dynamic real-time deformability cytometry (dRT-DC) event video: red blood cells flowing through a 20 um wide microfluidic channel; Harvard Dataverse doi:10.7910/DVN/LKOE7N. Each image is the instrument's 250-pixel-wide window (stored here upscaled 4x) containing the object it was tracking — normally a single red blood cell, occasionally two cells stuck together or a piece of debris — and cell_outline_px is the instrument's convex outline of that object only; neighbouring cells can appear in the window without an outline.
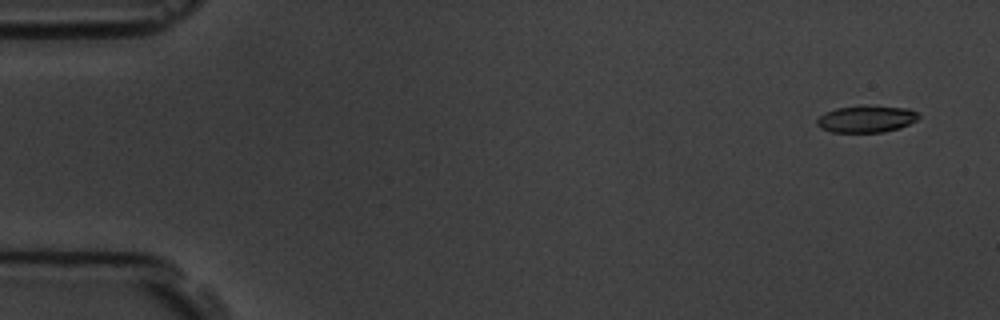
{"species": "common noctule bat (a hibernating species)", "species_latin": "Nyctalus noctula", "temperature_condition": "room temperature", "stored_images_in_passage": 5, "camera_frame_rate_fps": 3000, "um_per_image_px": 0.085, "animal": {"sex": "male", "body_mass_g": 19.5, "forearm_length_mm": 54.6}, "frame": {"image": 1, "passage_image": 1, "time_ms": 0.0, "image_size_px": [1000, 320], "cell_outline_px": [[920, 116], [916, 120], [900, 128], [884, 132], [832, 132], [820, 128], [816, 124], [816, 120], [824, 112], [836, 108], [908, 108], [916, 112]], "centroid_in_image_um": [73.6, 10.16], "position_along_channel_um": 11.4, "area_um2": 15.2}}
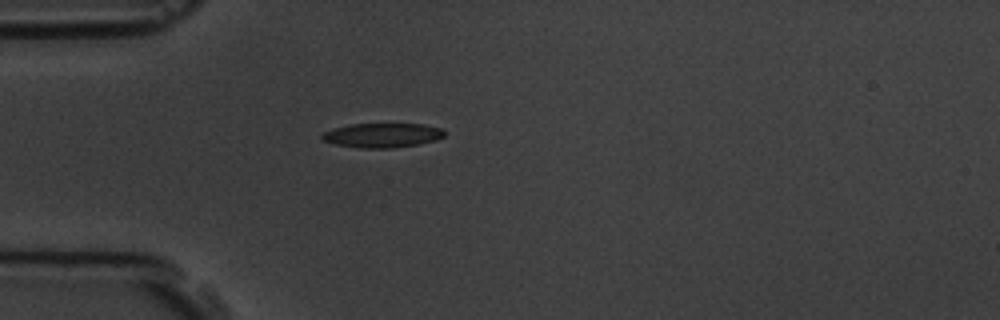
{"frame": {"image": 2, "passage_image": 5, "time_ms": 4.333, "image_size_px": [1000, 320], "cell_outline_px": [[444, 136], [436, 140], [416, 144], [392, 148], [360, 148], [336, 144], [324, 140], [320, 136], [324, 132], [332, 128], [352, 124], [424, 124], [444, 128]], "centroid_in_image_um": [32.51, 11.49], "position_along_channel_um": 52.5, "area_um2": 17.34}}